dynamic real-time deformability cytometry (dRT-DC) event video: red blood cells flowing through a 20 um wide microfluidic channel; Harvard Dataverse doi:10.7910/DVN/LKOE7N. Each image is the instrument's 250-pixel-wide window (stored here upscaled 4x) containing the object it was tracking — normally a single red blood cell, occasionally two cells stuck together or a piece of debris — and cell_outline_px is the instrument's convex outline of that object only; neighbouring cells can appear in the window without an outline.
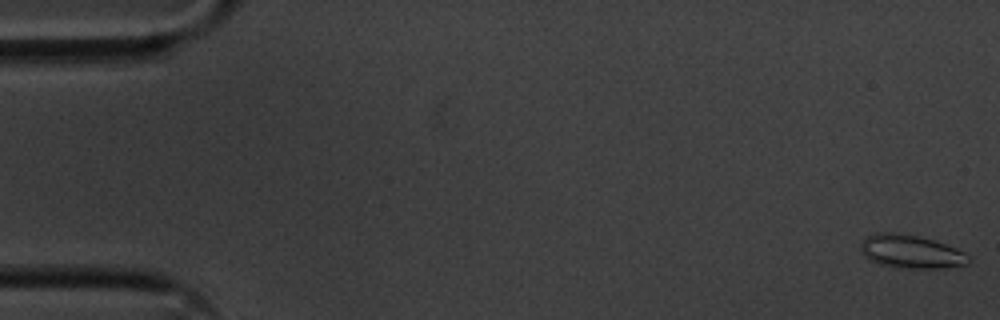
{"species": "common noctule bat (a hibernating species)", "species_latin": "Nyctalus noctula", "temperature_condition": "cold", "stored_images_in_passage": 57, "camera_frame_rate_fps": 3000, "um_per_image_px": 0.085, "animal": {"sex": "male", "body_mass_g": 20.1, "forearm_length_mm": 53.5}, "frame": {"image": 1, "passage_image": 1, "time_ms": 0.0, "image_size_px": [1000, 320], "cell_outline_px": [[972, 260], [968, 264], [944, 268], [908, 268], [880, 264], [868, 260], [860, 252], [860, 244], [864, 236], [876, 232], [896, 232], [916, 236], [932, 240], [956, 248], [964, 252]], "centroid_in_image_um": [77.38, 21.38], "position_along_channel_um": 7.6, "area_um2": 21.1}}
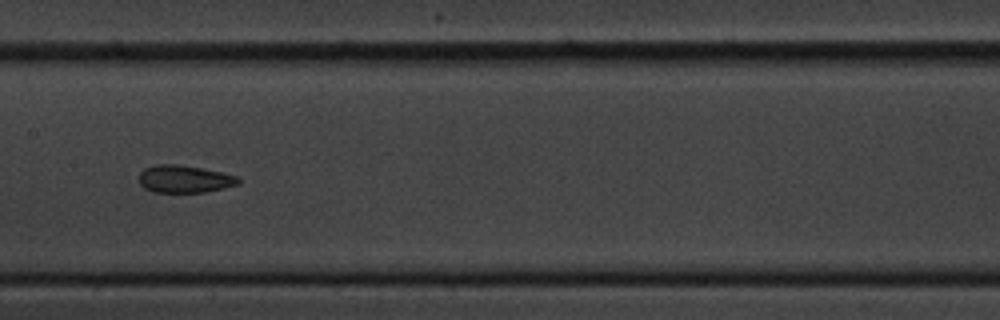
{"frame": {"image": 2, "passage_image": 28, "time_ms": 9.0, "image_size_px": [1000, 320], "cell_outline_px": [[240, 184], [224, 188], [204, 192], [152, 192], [144, 188], [140, 184], [140, 172], [144, 168], [156, 164], [180, 164], [240, 176]], "centroid_in_image_um": [15.69, 15.21], "position_along_channel_um": 191.7, "area_um2": 16.01}}
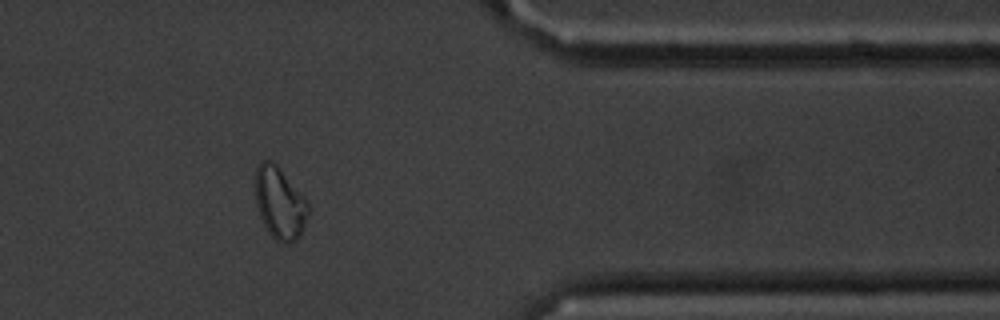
{"frame": {"image": 3, "passage_image": 46, "time_ms": 15.0, "image_size_px": [1000, 320], "cell_outline_px": [[312, 208], [300, 236], [296, 240], [288, 244], [280, 244], [268, 232], [260, 216], [256, 204], [256, 168], [260, 160], [268, 160], [276, 164], [312, 204]], "centroid_in_image_um": [23.83, 17.29], "position_along_channel_um": 387.6, "area_um2": 22.66}, "authors_computed_cell_mechanics": {"area_um2": 17.9758, "velocity_mm_per_s": 3.5623, "shape_relaxation_time_tau1_ms": 3.7117, "shape_relaxation_time_tau2_ms": 2.0053, "deformation_change_tau1": 0.0667, "deformation_change_tau2": 0.0901}}